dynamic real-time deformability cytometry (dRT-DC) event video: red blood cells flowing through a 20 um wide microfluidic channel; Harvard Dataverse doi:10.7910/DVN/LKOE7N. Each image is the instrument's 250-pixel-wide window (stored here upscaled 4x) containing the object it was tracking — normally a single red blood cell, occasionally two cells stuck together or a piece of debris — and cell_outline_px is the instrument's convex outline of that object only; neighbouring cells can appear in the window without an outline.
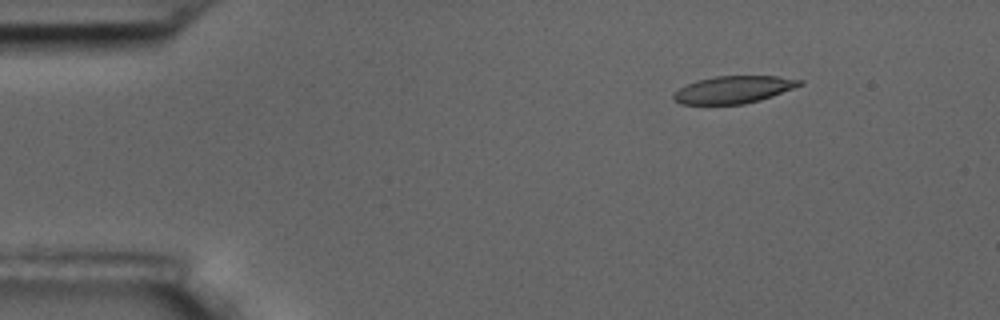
{"species": "common noctule bat (a hibernating species)", "species_latin": "Nyctalus noctula", "temperature_condition": "room temperature", "stored_images_in_passage": 5, "camera_frame_rate_fps": 3000, "um_per_image_px": 0.085, "animal": {"sex": "male", "body_mass_g": 17.5, "forearm_length_mm": 52.3}, "frame": {"image": 1, "passage_image": 1, "time_ms": 0.0, "image_size_px": [1000, 320], "cell_outline_px": [[804, 84], [772, 96], [760, 100], [744, 104], [680, 104], [672, 100], [672, 96], [680, 88], [696, 80], [716, 76], [776, 76], [804, 80]], "centroid_in_image_um": [62.36, 7.62], "position_along_channel_um": 22.6, "area_um2": 20.06}}
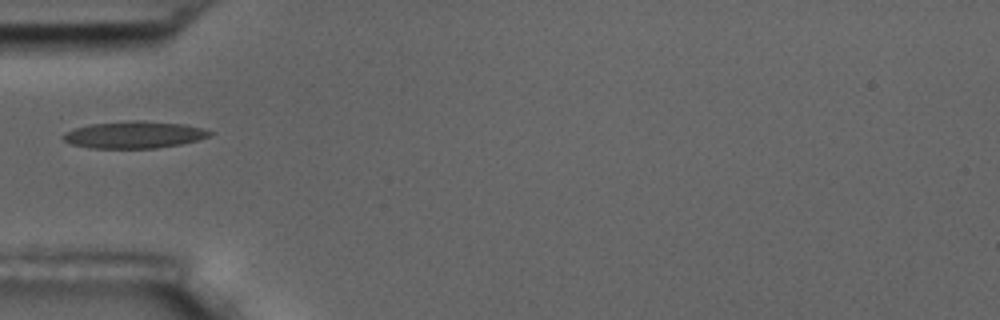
{"frame": {"image": 2, "passage_image": 4, "time_ms": 3.667, "image_size_px": [1000, 320], "cell_outline_px": [[212, 132], [208, 136], [196, 140], [180, 144], [156, 148], [92, 148], [72, 144], [64, 140], [60, 136], [64, 132], [76, 128], [92, 124], [132, 120], [140, 120], [184, 124], [200, 128]], "centroid_in_image_um": [11.36, 11.45], "position_along_channel_um": 73.6, "area_um2": 22.77}}